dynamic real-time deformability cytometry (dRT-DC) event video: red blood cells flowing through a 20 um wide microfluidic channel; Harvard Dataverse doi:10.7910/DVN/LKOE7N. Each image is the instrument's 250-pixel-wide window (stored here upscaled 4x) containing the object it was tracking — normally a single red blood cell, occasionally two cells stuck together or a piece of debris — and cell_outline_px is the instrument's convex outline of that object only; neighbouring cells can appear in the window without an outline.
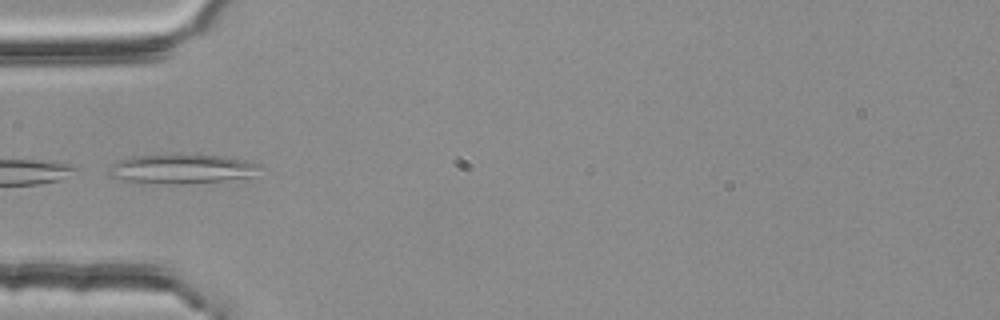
{"species": "common noctule bat (a hibernating species)", "species_latin": "Nyctalus noctula", "temperature_condition": "room temperature", "stored_images_in_passage": 5, "camera_frame_rate_fps": 3000, "um_per_image_px": 0.085, "animal": {"sex": "female", "body_mass_g": 25.1}, "frame": {"image": 1, "passage_image": 5, "time_ms": 1.333, "image_size_px": [1000, 320], "cell_outline_px": [[260, 164], [252, 176], [224, 180], [120, 180], [108, 176], [104, 172], [112, 164], [120, 160], [132, 156], [228, 156]], "centroid_in_image_um": [15.4, 14.3], "position_along_channel_um": 69.6, "area_um2": 23.58}}